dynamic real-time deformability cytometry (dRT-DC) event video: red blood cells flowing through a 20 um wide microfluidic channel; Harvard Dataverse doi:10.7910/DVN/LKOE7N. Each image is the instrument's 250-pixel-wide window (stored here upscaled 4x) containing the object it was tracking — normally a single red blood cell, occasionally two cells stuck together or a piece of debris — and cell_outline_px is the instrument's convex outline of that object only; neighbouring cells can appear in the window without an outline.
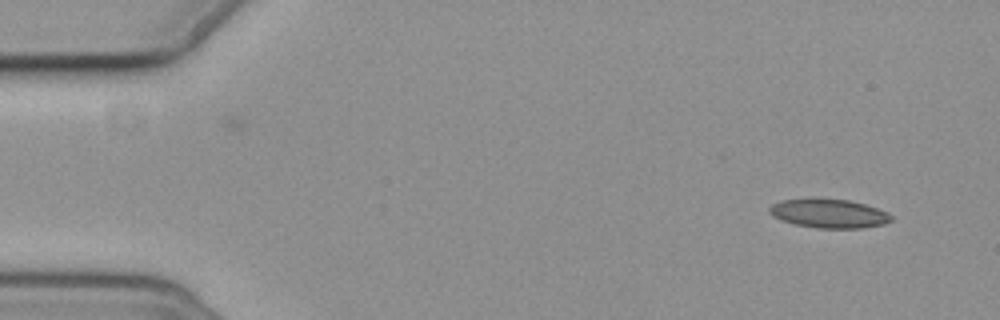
{"species": "common noctule bat (a hibernating species)", "species_latin": "Nyctalus noctula", "temperature_condition": "cold", "stored_images_in_passage": 3, "camera_frame_rate_fps": 3000, "um_per_image_px": 0.085, "animal": {"sex": "female", "body_mass_g": 19.3, "forearm_length_mm": 54.1}, "frame": {"image": 1, "passage_image": 1, "time_ms": 0.0, "image_size_px": [1000, 320], "cell_outline_px": [[892, 220], [884, 224], [860, 228], [816, 228], [796, 224], [780, 220], [772, 216], [768, 212], [768, 208], [772, 204], [780, 200], [848, 200], [864, 204], [888, 212], [892, 216]], "centroid_in_image_um": [70.45, 18.17], "position_along_channel_um": 14.5, "area_um2": 20.11}}